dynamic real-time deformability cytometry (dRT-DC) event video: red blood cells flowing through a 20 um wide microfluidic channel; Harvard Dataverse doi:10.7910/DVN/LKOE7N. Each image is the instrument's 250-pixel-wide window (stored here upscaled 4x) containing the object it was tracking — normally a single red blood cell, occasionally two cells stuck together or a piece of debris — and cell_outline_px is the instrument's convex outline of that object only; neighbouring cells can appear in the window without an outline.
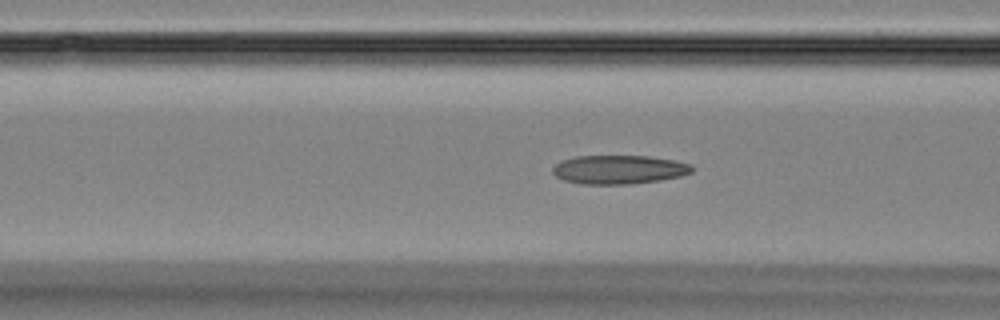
{"species": "Egyptian fruit bat (a non-hibernating species)", "species_latin": "Rousettus aegyptiacus", "temperature_condition": "room temperature", "stored_images_in_passage": 52, "camera_frame_rate_fps": 3000, "um_per_image_px": 0.085, "animal": {"sex": "female"}, "frame": {"image": 1, "passage_image": 18, "time_ms": 5.667, "image_size_px": [1000, 320], "cell_outline_px": [[696, 168], [692, 172], [680, 176], [660, 180], [632, 184], [580, 184], [564, 180], [556, 176], [552, 172], [552, 168], [560, 160], [576, 156], [648, 156], [676, 160], [692, 164]], "centroid_in_image_um": [52.63, 14.41], "position_along_channel_um": 114.0, "area_um2": 23.64}}
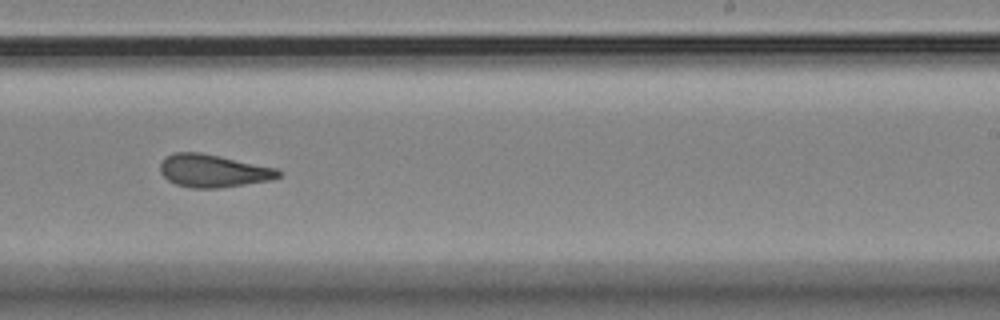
{"frame": {"image": 2, "passage_image": 31, "time_ms": 10.0, "image_size_px": [1000, 320], "cell_outline_px": [[280, 176], [272, 180], [220, 188], [192, 188], [176, 184], [168, 180], [160, 172], [160, 164], [164, 156], [176, 152], [200, 152], [220, 156], [276, 168], [280, 172]], "centroid_in_image_um": [18.09, 14.52], "position_along_channel_um": 270.9, "area_um2": 22.6}}
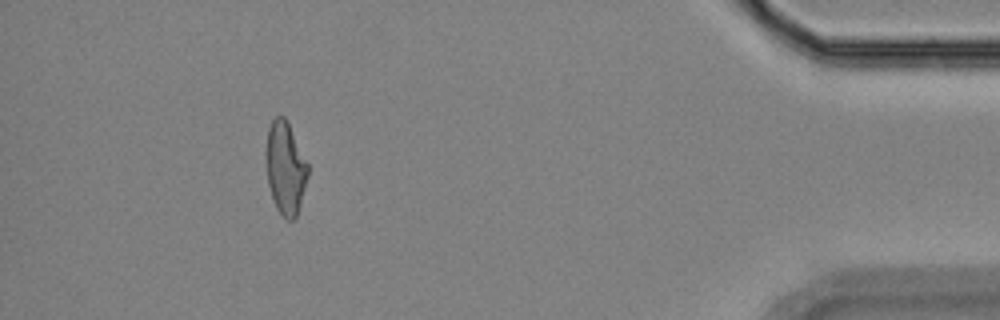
{"frame": {"image": 3, "passage_image": 47, "time_ms": 15.333, "image_size_px": [1000, 320], "cell_outline_px": [[308, 176], [300, 204], [296, 216], [292, 220], [288, 220], [276, 208], [268, 184], [264, 156], [264, 152], [268, 128], [272, 120], [276, 116], [284, 116], [288, 120], [308, 164]], "centroid_in_image_um": [24.23, 14.22], "position_along_channel_um": 411.0, "area_um2": 22.83}, "authors_computed_cell_mechanics": {"area_um2": 23.2067, "velocity_mm_per_s": 3.6155, "shape_relaxation_time_tau1_ms": 7.2022, "shape_relaxation_time_tau2_ms": 2.3519, "deformation_change_tau1": 0.1718, "deformation_change_tau2": 0.1039}}